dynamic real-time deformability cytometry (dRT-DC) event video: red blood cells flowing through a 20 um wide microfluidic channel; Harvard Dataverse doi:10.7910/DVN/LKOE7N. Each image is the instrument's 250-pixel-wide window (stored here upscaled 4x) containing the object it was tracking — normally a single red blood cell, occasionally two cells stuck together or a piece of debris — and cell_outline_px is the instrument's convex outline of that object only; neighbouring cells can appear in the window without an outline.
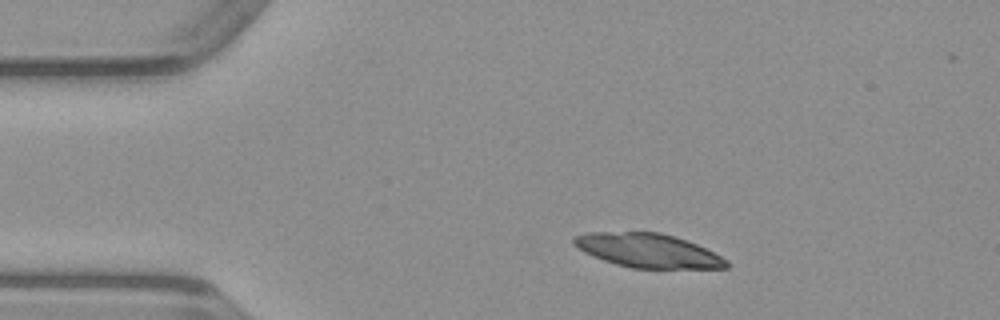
{"species": "common noctule bat (a hibernating species)", "species_latin": "Nyctalus noctula", "temperature_condition": "warm", "stored_images_in_passage": 45, "camera_frame_rate_fps": 3000, "um_per_image_px": 0.085, "animal": {"sex": "male", "body_mass_g": 23.1, "forearm_length_mm": 52.7}, "frame": {"image": 1, "passage_image": 5, "time_ms": 1.333, "image_size_px": [1000, 320], "cell_outline_px": [[732, 264], [728, 268], [632, 268], [616, 264], [592, 256], [584, 252], [572, 244], [572, 236], [588, 232], [660, 232], [676, 236], [688, 240], [728, 260]], "centroid_in_image_um": [55.06, 21.29], "position_along_channel_um": 29.9, "area_um2": 30.35}}